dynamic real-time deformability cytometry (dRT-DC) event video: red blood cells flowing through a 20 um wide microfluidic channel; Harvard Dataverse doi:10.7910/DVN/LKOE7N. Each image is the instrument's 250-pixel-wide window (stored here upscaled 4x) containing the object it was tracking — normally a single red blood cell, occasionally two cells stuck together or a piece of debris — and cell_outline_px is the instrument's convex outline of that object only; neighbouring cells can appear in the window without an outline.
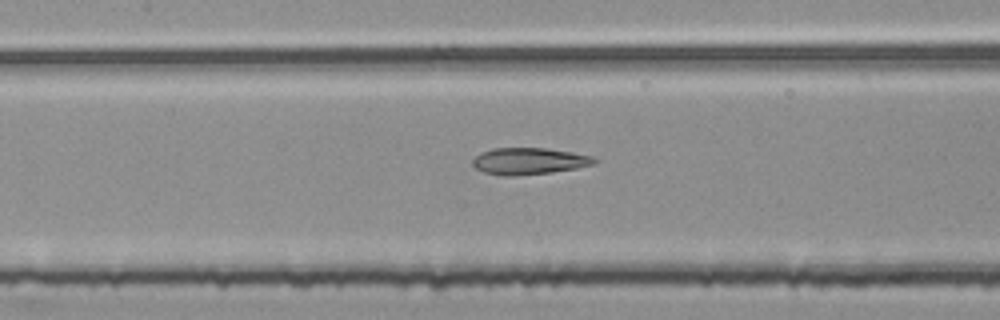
{"species": "common noctule bat (a hibernating species)", "species_latin": "Nyctalus noctula", "temperature_condition": "room temperature", "stored_images_in_passage": 48, "segment_of_instrument_passage": [2, 2], "camera_frame_rate_fps": 3000, "um_per_image_px": 0.085, "animal": {"sex": "female", "body_mass_g": 25.1}, "frame": {"image": 1, "passage_image": 20, "time_ms": 6.333, "image_size_px": [1000, 320], "cell_outline_px": [[600, 160], [596, 164], [576, 168], [552, 172], [516, 176], [504, 176], [484, 172], [476, 168], [472, 164], [472, 160], [480, 152], [492, 148], [548, 148], [572, 152], [592, 156]], "centroid_in_image_um": [44.99, 13.69], "position_along_channel_um": 162.4, "area_um2": 19.13}}
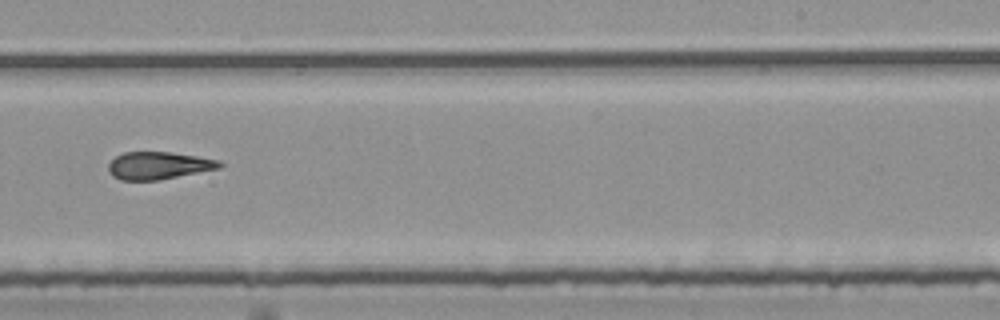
{"frame": {"image": 2, "passage_image": 29, "time_ms": 9.333, "image_size_px": [1000, 320], "cell_outline_px": [[224, 164], [220, 168], [156, 180], [120, 180], [112, 176], [108, 172], [108, 164], [116, 156], [124, 152], [172, 152], [220, 160]], "centroid_in_image_um": [13.46, 14.06], "position_along_channel_um": 275.5, "area_um2": 17.74}}
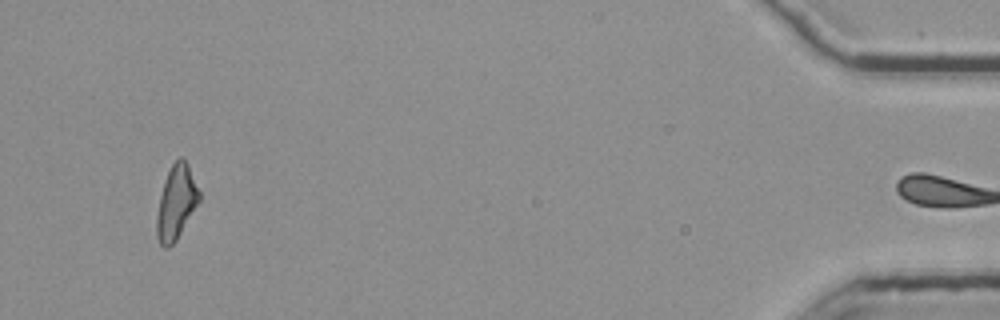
{"frame": {"image": 3, "passage_image": 47, "time_ms": 15.333, "image_size_px": [1000, 320], "cell_outline_px": [[200, 200], [176, 240], [168, 248], [164, 248], [160, 244], [156, 236], [156, 216], [160, 196], [164, 180], [172, 164], [180, 156], [184, 156], [188, 164], [200, 192]], "centroid_in_image_um": [14.97, 17.19], "position_along_channel_um": 420.2, "area_um2": 18.32}}